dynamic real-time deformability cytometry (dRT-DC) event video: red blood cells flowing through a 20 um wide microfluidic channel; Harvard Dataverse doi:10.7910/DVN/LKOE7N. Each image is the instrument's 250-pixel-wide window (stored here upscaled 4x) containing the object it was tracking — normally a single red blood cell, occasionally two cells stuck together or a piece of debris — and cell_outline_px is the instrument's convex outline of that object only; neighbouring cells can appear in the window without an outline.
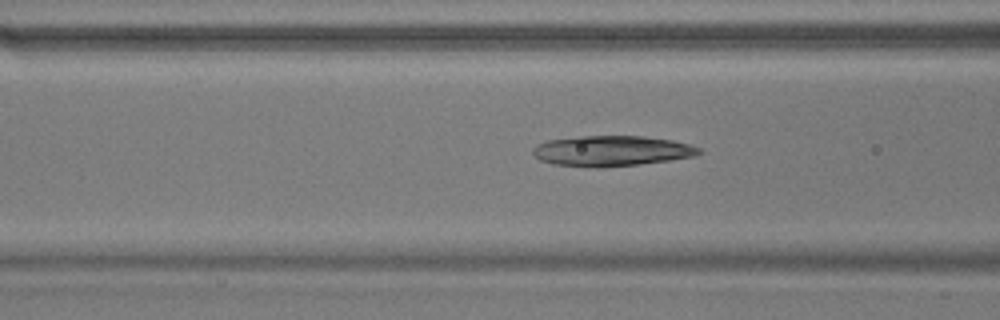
{"species": "common noctule bat (a hibernating species)", "species_latin": "Nyctalus noctula", "temperature_condition": "warm", "stored_images_in_passage": 38, "camera_frame_rate_fps": 3000, "um_per_image_px": 0.085, "animal": {"sex": "male", "body_mass_g": 17.9}, "frame": {"image": 1, "passage_image": 5, "time_ms": 1.333, "image_size_px": [1000, 320], "cell_outline_px": [[704, 152], [692, 156], [668, 160], [636, 164], [600, 168], [596, 168], [552, 164], [540, 160], [532, 152], [532, 148], [548, 140], [580, 136], [644, 136], [672, 140], [688, 144], [700, 148]], "centroid_in_image_um": [51.97, 12.83], "position_along_channel_um": 114.6, "area_um2": 29.3}}
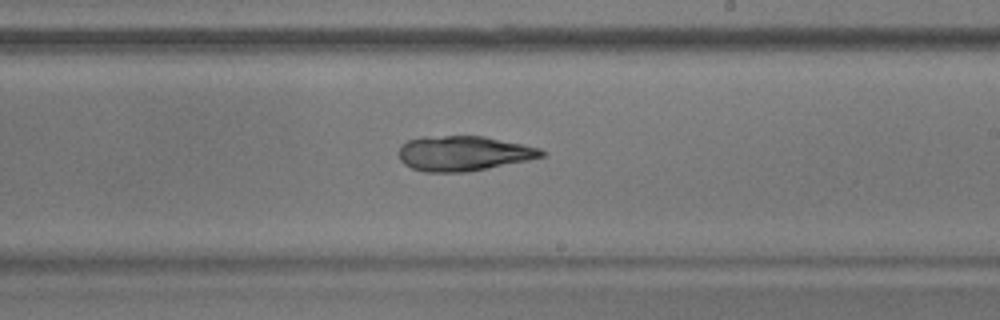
{"frame": {"image": 2, "passage_image": 16, "time_ms": 5.0, "image_size_px": [1000, 320], "cell_outline_px": [[544, 156], [528, 160], [468, 172], [424, 172], [412, 168], [404, 164], [400, 160], [400, 144], [408, 140], [424, 136], [484, 136], [540, 148], [544, 152]], "centroid_in_image_um": [39.37, 13.04], "position_along_channel_um": 249.6, "area_um2": 29.02}}
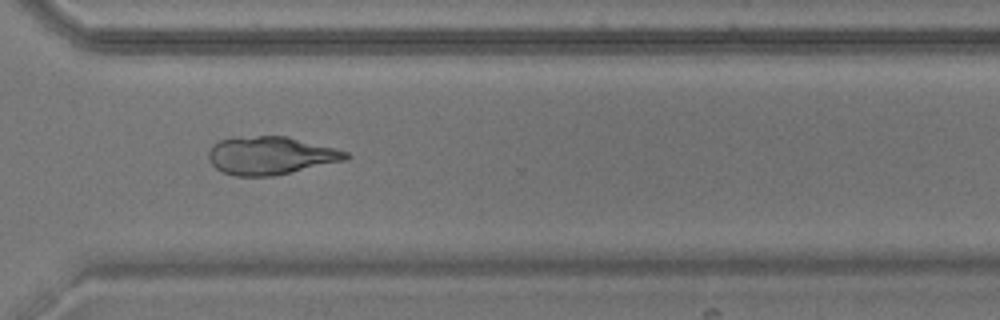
{"frame": {"image": 3, "passage_image": 24, "time_ms": 7.667, "image_size_px": [1000, 320], "cell_outline_px": [[352, 156], [348, 160], [272, 176], [236, 176], [224, 172], [216, 168], [208, 160], [208, 152], [212, 144], [220, 140], [232, 136], [284, 136], [348, 152]], "centroid_in_image_um": [22.96, 13.22], "position_along_channel_um": 347.6, "area_um2": 30.4}, "authors_computed_cell_mechanics": {"area_um2": 29.4491, "velocity_mm_per_s": 3.6764, "shape_relaxation_time_tau1_ms": 10.8292, "shape_relaxation_time_tau2_ms": 5.8909, "deformation_change_tau1": 0.314, "deformation_change_tau2": 0.1449}}